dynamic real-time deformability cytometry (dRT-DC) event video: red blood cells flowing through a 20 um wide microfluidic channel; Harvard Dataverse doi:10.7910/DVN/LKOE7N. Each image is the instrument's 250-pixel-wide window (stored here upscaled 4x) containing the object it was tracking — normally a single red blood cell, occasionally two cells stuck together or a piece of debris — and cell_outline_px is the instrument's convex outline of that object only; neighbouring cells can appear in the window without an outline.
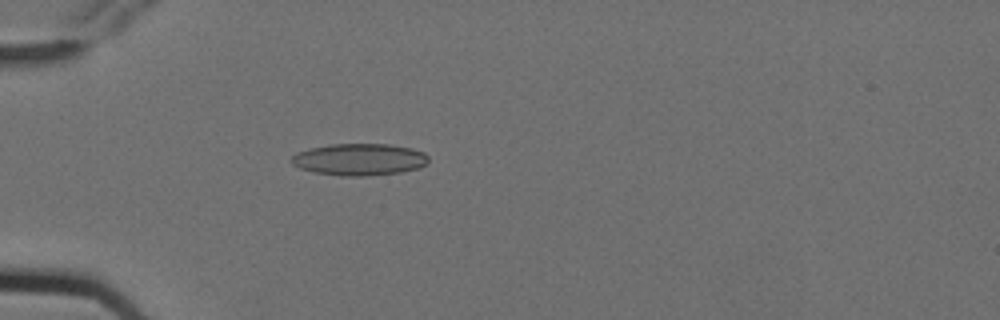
{"species": "Egyptian fruit bat (a non-hibernating species)", "species_latin": "Rousettus aegyptiacus", "temperature_condition": "cold", "stored_images_in_passage": 1, "camera_frame_rate_fps": 3000, "um_per_image_px": 0.085, "animal": {"sex": "female"}, "frame": {"image": 1, "passage_image": 1, "time_ms": 0.0, "image_size_px": [1000, 320], "cell_outline_px": [[428, 164], [420, 168], [400, 172], [364, 176], [344, 176], [316, 172], [300, 168], [292, 164], [292, 156], [296, 152], [312, 148], [332, 144], [388, 144], [412, 148], [424, 152], [428, 156]], "centroid_in_image_um": [30.59, 13.55], "position_along_channel_um": 54.4, "area_um2": 25.37}}